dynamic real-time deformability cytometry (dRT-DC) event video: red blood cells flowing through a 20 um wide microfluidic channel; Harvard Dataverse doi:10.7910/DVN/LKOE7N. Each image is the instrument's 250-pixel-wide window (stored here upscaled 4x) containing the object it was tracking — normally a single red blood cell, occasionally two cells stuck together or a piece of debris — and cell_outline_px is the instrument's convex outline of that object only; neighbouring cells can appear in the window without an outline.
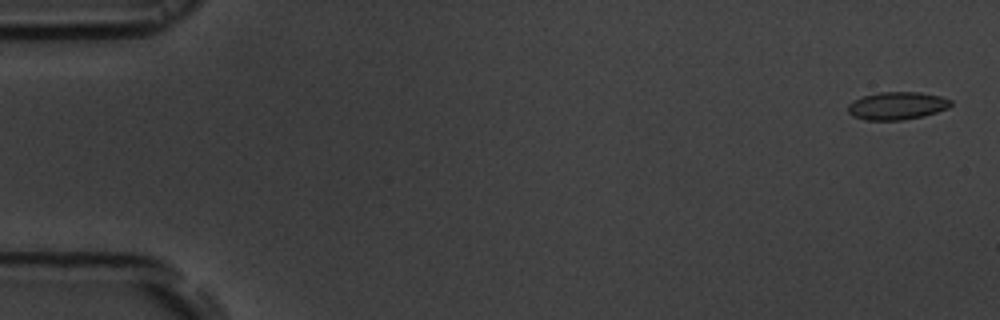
{"species": "common noctule bat (a hibernating species)", "species_latin": "Nyctalus noctula", "temperature_condition": "room temperature", "stored_images_in_passage": 55, "camera_frame_rate_fps": 3000, "um_per_image_px": 0.085, "animal": {"sex": "male", "body_mass_g": 19.5, "forearm_length_mm": 54.6}, "frame": {"image": 1, "passage_image": 2, "time_ms": 0.333, "image_size_px": [1000, 320], "cell_outline_px": [[952, 104], [948, 108], [924, 116], [904, 120], [864, 120], [852, 116], [848, 112], [848, 104], [852, 100], [864, 96], [880, 92], [920, 92], [940, 96], [952, 100]], "centroid_in_image_um": [76.24, 8.99], "position_along_channel_um": 8.8, "area_um2": 16.76}}
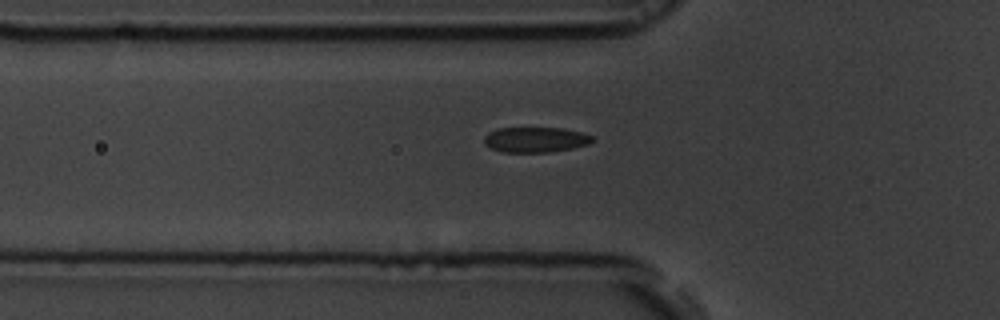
{"frame": {"image": 2, "passage_image": 19, "time_ms": 6.0, "image_size_px": [1000, 320], "cell_outline_px": [[592, 140], [588, 144], [572, 148], [548, 152], [500, 152], [488, 148], [484, 144], [484, 136], [488, 132], [496, 128], [564, 128], [580, 132], [592, 136]], "centroid_in_image_um": [45.43, 11.87], "position_along_channel_um": 80.4, "area_um2": 16.01}}
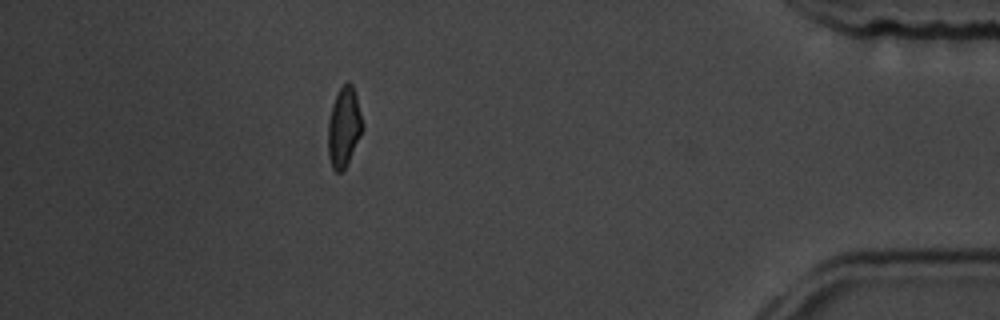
{"frame": {"image": 3, "passage_image": 49, "time_ms": 16.0, "image_size_px": [1000, 320], "cell_outline_px": [[364, 128], [344, 168], [340, 172], [336, 172], [332, 168], [328, 156], [328, 120], [332, 104], [336, 92], [348, 80], [352, 84], [356, 96], [364, 124]], "centroid_in_image_um": [29.22, 10.76], "position_along_channel_um": 406.0, "area_um2": 16.01}, "authors_computed_cell_mechanics": {"area_um2": 16.6464, "velocity_mm_per_s": 3.7413, "shape_relaxation_time_tau1_ms": 3.0866, "shape_relaxation_time_tau2_ms": 0.9256, "deformation_change_tau1": 0.113, "deformation_change_tau2": 0.055}}